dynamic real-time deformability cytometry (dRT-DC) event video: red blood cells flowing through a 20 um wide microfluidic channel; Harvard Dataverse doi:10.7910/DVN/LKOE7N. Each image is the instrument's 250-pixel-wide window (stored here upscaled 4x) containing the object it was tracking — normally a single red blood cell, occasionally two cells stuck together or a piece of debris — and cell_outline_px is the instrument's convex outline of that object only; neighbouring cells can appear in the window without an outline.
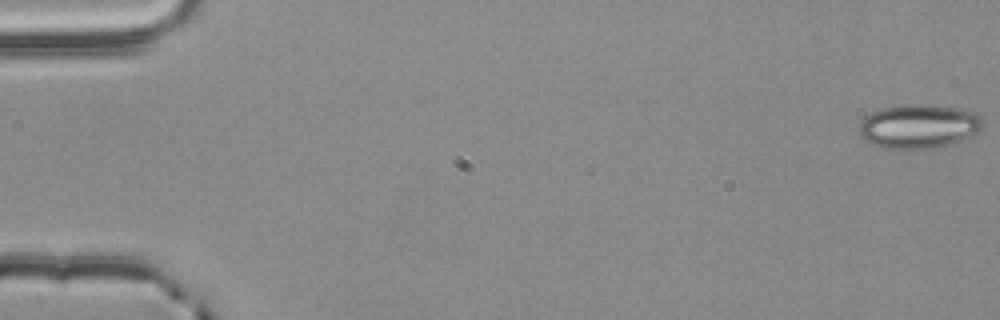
{"species": "common noctule bat (a hibernating species)", "species_latin": "Nyctalus noctula", "temperature_condition": "room temperature", "stored_images_in_passage": 56, "camera_frame_rate_fps": 3000, "um_per_image_px": 0.085, "animal": {"sex": "male", "body_mass_g": 20.4}, "frame": {"image": 1, "passage_image": 1, "time_ms": 0.0, "image_size_px": [1000, 320], "cell_outline_px": [[984, 124], [980, 132], [972, 136], [948, 144], [932, 148], [884, 148], [872, 144], [864, 140], [860, 136], [860, 120], [864, 116], [880, 108], [900, 104], [924, 104], [956, 108], [972, 112], [980, 116]], "centroid_in_image_um": [78.07, 10.72], "position_along_channel_um": 6.9, "area_um2": 31.79}}
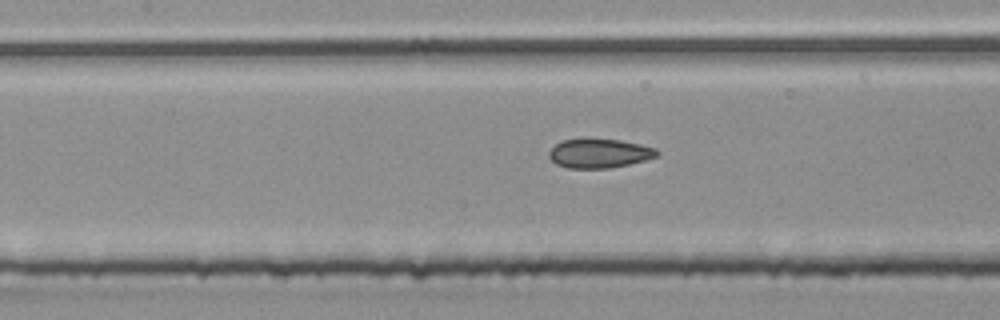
{"frame": {"image": 2, "passage_image": 26, "time_ms": 8.333, "image_size_px": [1000, 320], "cell_outline_px": [[660, 152], [656, 156], [644, 160], [612, 168], [568, 168], [556, 164], [548, 156], [548, 152], [556, 144], [564, 140], [580, 136], [588, 136], [620, 140], [640, 144], [656, 148]], "centroid_in_image_um": [50.9, 12.99], "position_along_channel_um": 156.5, "area_um2": 18.9}}
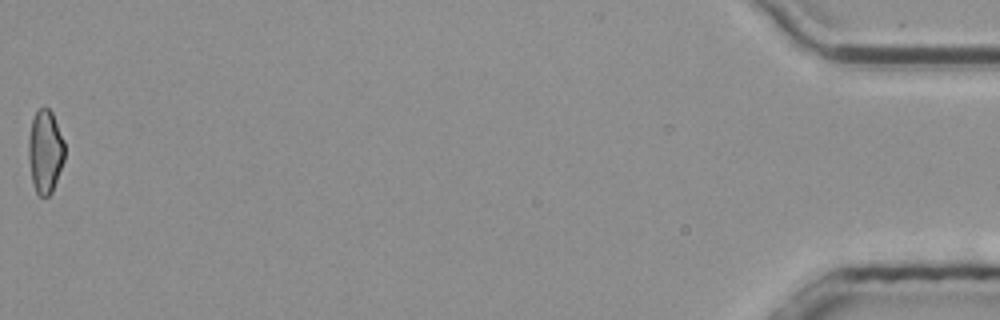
{"frame": {"image": 3, "passage_image": 56, "time_ms": 18.333, "image_size_px": [1000, 320], "cell_outline_px": [[64, 160], [52, 192], [48, 196], [40, 196], [36, 192], [32, 184], [28, 156], [28, 136], [32, 120], [36, 112], [40, 108], [48, 108], [52, 112], [64, 140]], "centroid_in_image_um": [3.83, 12.89], "position_along_channel_um": 431.4, "area_um2": 17.57}, "authors_computed_cell_mechanics": {"area_um2": 18.5538, "velocity_mm_per_s": 3.8011, "shape_relaxation_time_tau1_ms": null, "shape_relaxation_time_tau2_ms": 1.6232, "deformation_change_tau1": null, "deformation_change_tau2": 0.0819}}